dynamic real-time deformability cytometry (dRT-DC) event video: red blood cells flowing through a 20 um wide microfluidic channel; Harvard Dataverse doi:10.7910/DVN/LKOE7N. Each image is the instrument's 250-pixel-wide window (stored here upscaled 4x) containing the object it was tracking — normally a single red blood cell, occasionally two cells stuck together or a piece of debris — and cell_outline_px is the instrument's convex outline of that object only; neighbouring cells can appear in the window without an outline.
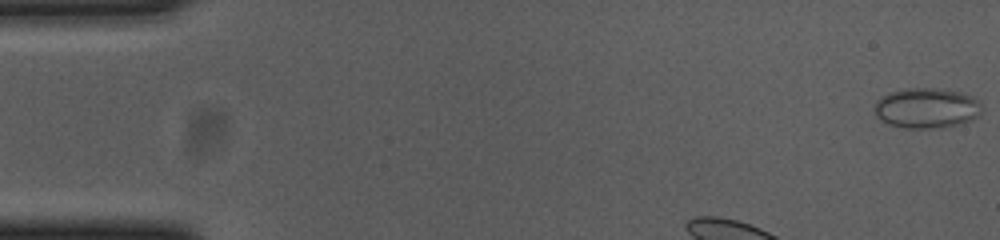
{"species": "common noctule bat (a hibernating species)", "species_latin": "Nyctalus noctula", "temperature_condition": "cold", "stored_images_in_passage": 41, "camera_frame_rate_fps": 3000, "um_per_image_px": 0.085, "animal": {"sex": "female", "body_mass_g": 23.0, "forearm_length_mm": 53.4}, "frame": {"image": 1, "passage_image": 1, "time_ms": 0.0, "image_size_px": [1000, 240], "cell_outline_px": [[980, 116], [972, 120], [960, 124], [944, 128], [904, 128], [888, 124], [880, 120], [876, 116], [876, 100], [892, 92], [904, 88], [940, 88], [960, 92], [972, 96], [980, 100]], "centroid_in_image_um": [78.8, 9.19], "position_along_channel_um": 6.2, "area_um2": 25.37}}
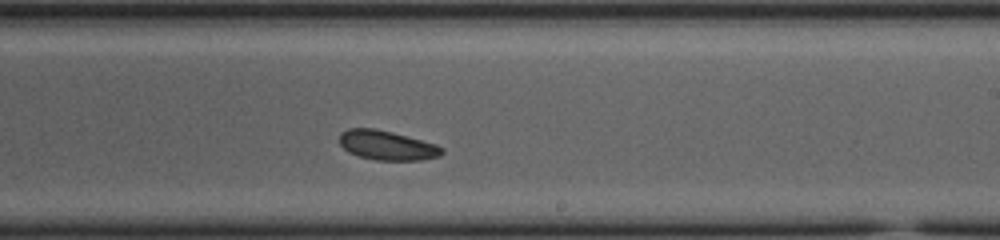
{"frame": {"image": 2, "passage_image": 27, "time_ms": 8.667, "image_size_px": [1000, 240], "cell_outline_px": [[444, 152], [440, 156], [424, 160], [376, 160], [360, 156], [348, 152], [340, 144], [340, 132], [348, 128], [376, 128], [392, 132], [436, 144], [444, 148]], "centroid_in_image_um": [32.91, 12.35], "position_along_channel_um": 256.1, "area_um2": 17.63}}
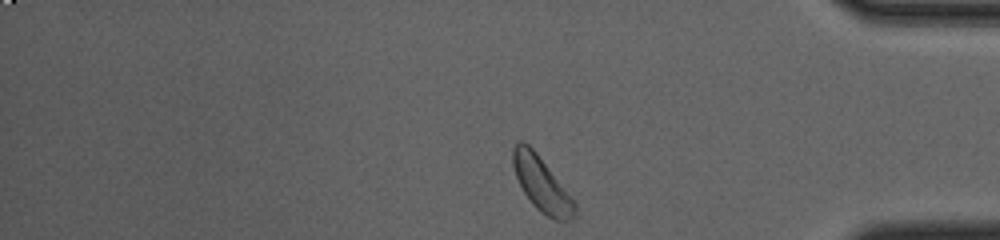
{"frame": {"image": 3, "passage_image": 40, "time_ms": 13.0, "image_size_px": [1000, 240], "cell_outline_px": [[576, 208], [572, 216], [568, 220], [556, 220], [540, 212], [532, 204], [524, 192], [516, 176], [512, 164], [512, 148], [516, 140], [520, 140], [528, 144], [536, 152], [576, 204]], "centroid_in_image_um": [45.98, 15.61], "position_along_channel_um": 389.2, "area_um2": 19.07}}